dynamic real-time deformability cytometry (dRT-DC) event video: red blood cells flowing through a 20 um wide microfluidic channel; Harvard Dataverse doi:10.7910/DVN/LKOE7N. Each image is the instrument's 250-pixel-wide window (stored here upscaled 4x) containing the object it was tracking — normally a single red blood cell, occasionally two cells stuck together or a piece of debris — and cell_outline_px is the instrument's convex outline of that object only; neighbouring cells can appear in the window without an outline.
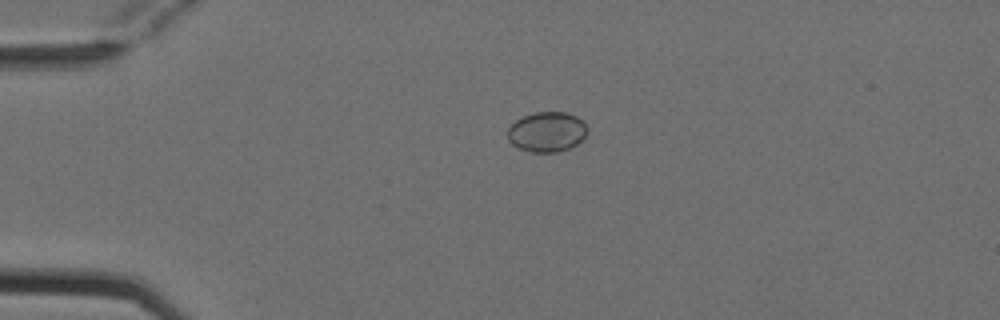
{"species": "Egyptian fruit bat (a non-hibernating species)", "species_latin": "Rousettus aegyptiacus", "temperature_condition": "cold", "stored_images_in_passage": 4, "camera_frame_rate_fps": 3000, "um_per_image_px": 0.085, "animal": {"sex": "female"}, "frame": {"image": 1, "passage_image": 3, "time_ms": 0.667, "image_size_px": [1000, 320], "cell_outline_px": [[588, 132], [576, 144], [568, 148], [556, 152], [532, 152], [520, 148], [512, 144], [508, 140], [508, 128], [516, 120], [524, 116], [536, 112], [568, 112], [576, 116], [588, 128]], "centroid_in_image_um": [46.48, 11.2], "position_along_channel_um": 38.5, "area_um2": 18.38}}